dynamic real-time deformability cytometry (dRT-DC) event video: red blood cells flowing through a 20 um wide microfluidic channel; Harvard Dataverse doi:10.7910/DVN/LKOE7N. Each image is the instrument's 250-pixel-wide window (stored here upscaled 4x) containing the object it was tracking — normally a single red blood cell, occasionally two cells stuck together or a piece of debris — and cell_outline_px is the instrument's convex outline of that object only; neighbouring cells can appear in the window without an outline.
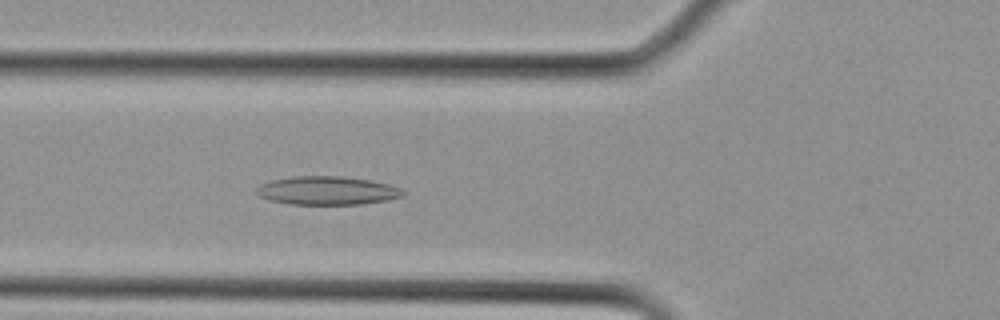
{"species": "Egyptian fruit bat (a non-hibernating species)", "species_latin": "Rousettus aegyptiacus", "temperature_condition": "cold", "stored_images_in_passage": 10, "camera_frame_rate_fps": 3000, "um_per_image_px": 0.085, "animal": {"sex": "female"}, "frame": {"image": 1, "passage_image": 10, "time_ms": 3.0, "image_size_px": [1000, 320], "cell_outline_px": [[404, 196], [388, 200], [360, 204], [288, 204], [268, 200], [260, 196], [256, 192], [256, 188], [260, 184], [272, 180], [292, 176], [340, 176], [368, 180], [388, 184], [400, 188], [404, 192]], "centroid_in_image_um": [27.78, 16.2], "position_along_channel_um": 98.0, "area_um2": 24.28}}